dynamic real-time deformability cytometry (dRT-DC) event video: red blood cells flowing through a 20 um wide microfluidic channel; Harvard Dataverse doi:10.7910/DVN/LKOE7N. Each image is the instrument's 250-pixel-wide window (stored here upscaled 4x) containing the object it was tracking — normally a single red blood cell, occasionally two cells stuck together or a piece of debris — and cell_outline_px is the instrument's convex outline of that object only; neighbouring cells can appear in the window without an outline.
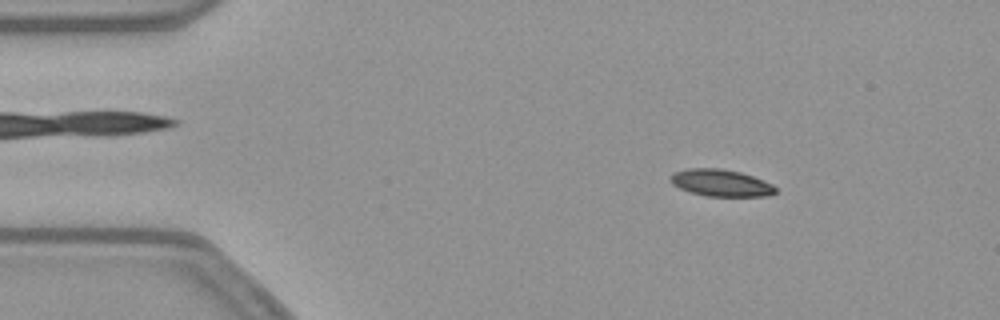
{"species": "common noctule bat (a hibernating species)", "species_latin": "Nyctalus noctula", "temperature_condition": "warm", "stored_images_in_passage": 53, "camera_frame_rate_fps": 3000, "um_per_image_px": 0.085, "animal": {"sex": "female", "body_mass_g": 21.9}, "frame": {"image": 1, "passage_image": 7, "time_ms": 2.0, "image_size_px": [1000, 320], "cell_outline_px": [[776, 192], [768, 196], [704, 196], [680, 188], [672, 184], [672, 172], [688, 168], [720, 168], [740, 172], [764, 180], [772, 184], [776, 188]], "centroid_in_image_um": [61.29, 15.54], "position_along_channel_um": 23.7, "area_um2": 16.42}}
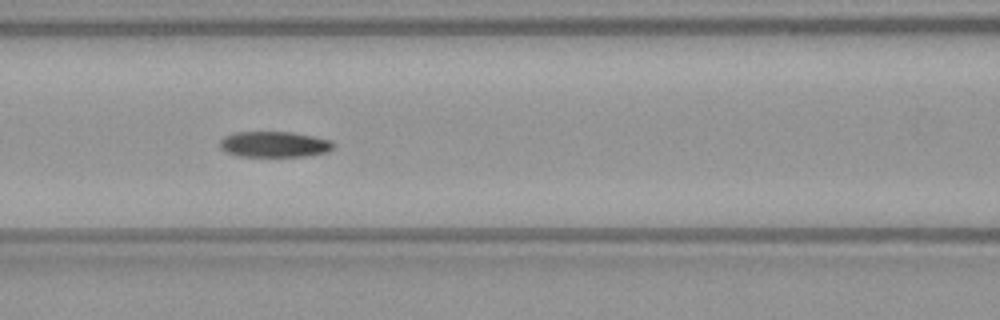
{"frame": {"image": 2, "passage_image": 22, "time_ms": 7.0, "image_size_px": [1000, 320], "cell_outline_px": [[336, 144], [328, 152], [308, 156], [240, 156], [224, 152], [220, 148], [220, 140], [224, 136], [232, 132], [292, 132], [332, 140]], "centroid_in_image_um": [23.31, 12.26], "position_along_channel_um": 143.3, "area_um2": 17.22}}
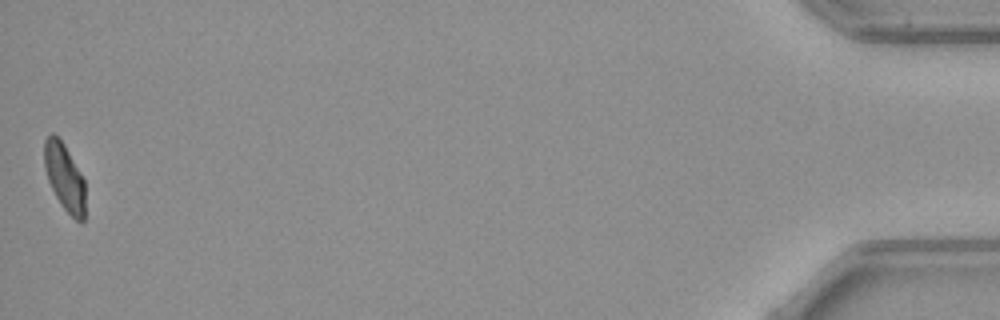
{"frame": {"image": 3, "passage_image": 53, "time_ms": 17.333, "image_size_px": [1000, 320], "cell_outline_px": [[84, 220], [80, 224], [60, 204], [48, 180], [44, 168], [44, 140], [52, 132], [64, 144], [84, 180]], "centroid_in_image_um": [5.47, 15.06], "position_along_channel_um": 429.7, "area_um2": 15.78}, "authors_computed_cell_mechanics": {"area_um2": 17.2244, "velocity_mm_per_s": 3.7859, "shape_relaxation_time_tau1_ms": 4.6702, "shape_relaxation_time_tau2_ms": 3.5506, "deformation_change_tau1": 0.1441, "deformation_change_tau2": 0.0665}}